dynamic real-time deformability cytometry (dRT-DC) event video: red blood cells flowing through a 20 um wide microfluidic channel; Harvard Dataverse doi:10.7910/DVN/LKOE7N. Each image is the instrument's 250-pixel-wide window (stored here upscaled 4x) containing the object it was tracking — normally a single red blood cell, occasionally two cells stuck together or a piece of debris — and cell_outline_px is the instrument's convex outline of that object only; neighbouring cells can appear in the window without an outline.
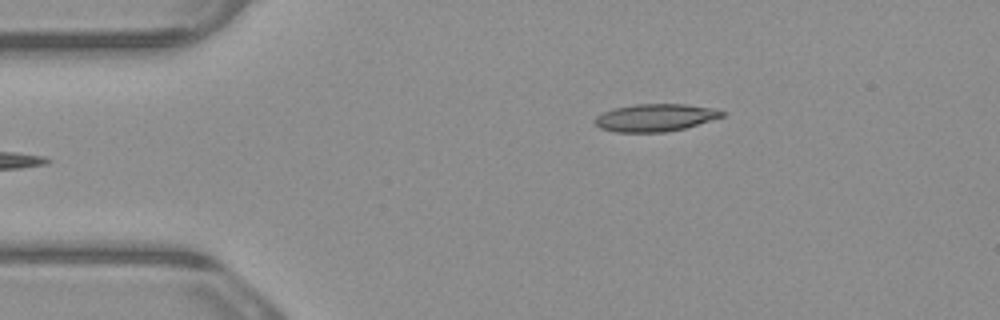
{"species": "common noctule bat (a hibernating species)", "species_latin": "Nyctalus noctula", "temperature_condition": "warm", "stored_images_in_passage": 4, "camera_frame_rate_fps": 3000, "um_per_image_px": 0.085, "animal": {"sex": "male", "body_mass_g": 23.1, "forearm_length_mm": 52.7}, "frame": {"image": 1, "passage_image": 4, "time_ms": 1.0, "image_size_px": [1000, 320], "cell_outline_px": [[728, 112], [724, 116], [684, 128], [664, 132], [616, 132], [600, 128], [596, 124], [596, 116], [612, 108], [636, 104], [684, 104], [716, 108]], "centroid_in_image_um": [55.73, 9.99], "position_along_channel_um": 29.3, "area_um2": 20.35}}